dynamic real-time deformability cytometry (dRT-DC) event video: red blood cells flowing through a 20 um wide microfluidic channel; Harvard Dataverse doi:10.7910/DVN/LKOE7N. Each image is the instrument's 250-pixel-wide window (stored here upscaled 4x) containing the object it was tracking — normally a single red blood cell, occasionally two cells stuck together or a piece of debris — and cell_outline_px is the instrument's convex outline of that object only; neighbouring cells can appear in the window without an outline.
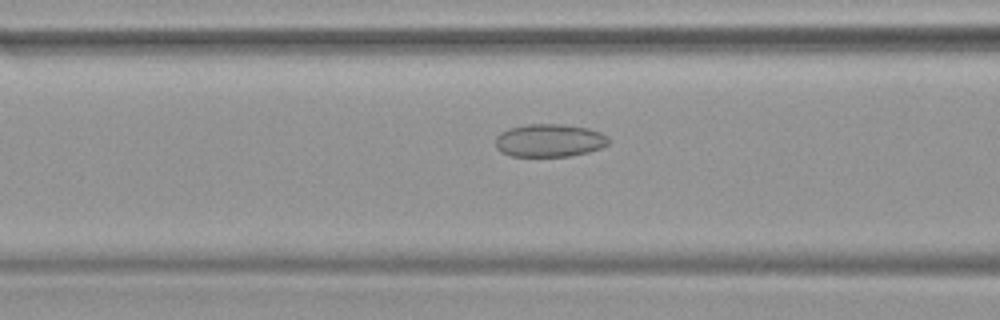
{"species": "common noctule bat (a hibernating species)", "species_latin": "Nyctalus noctula", "temperature_condition": "warm", "stored_images_in_passage": 46, "camera_frame_rate_fps": 3000, "um_per_image_px": 0.085, "animal": {"sex": "female", "body_mass_g": 19.9}, "frame": {"image": 1, "passage_image": 18, "time_ms": 5.667, "image_size_px": [1000, 320], "cell_outline_px": [[608, 144], [600, 148], [588, 152], [568, 156], [512, 156], [500, 152], [496, 148], [496, 136], [500, 132], [508, 128], [528, 124], [564, 124], [588, 128], [600, 132], [608, 136]], "centroid_in_image_um": [46.68, 11.93], "position_along_channel_um": 119.9, "area_um2": 21.79}}
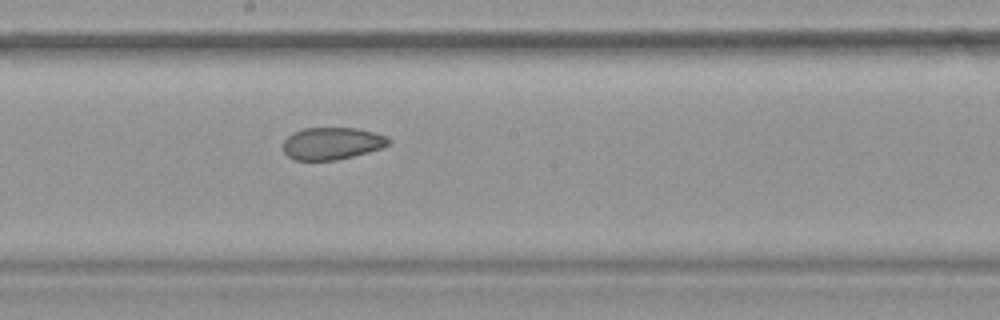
{"frame": {"image": 2, "passage_image": 25, "time_ms": 8.0, "image_size_px": [1000, 320], "cell_outline_px": [[392, 140], [384, 148], [336, 160], [292, 160], [284, 152], [284, 140], [288, 136], [304, 128], [360, 128], [384, 136]], "centroid_in_image_um": [28.23, 12.2], "position_along_channel_um": 220.0, "area_um2": 19.71}}
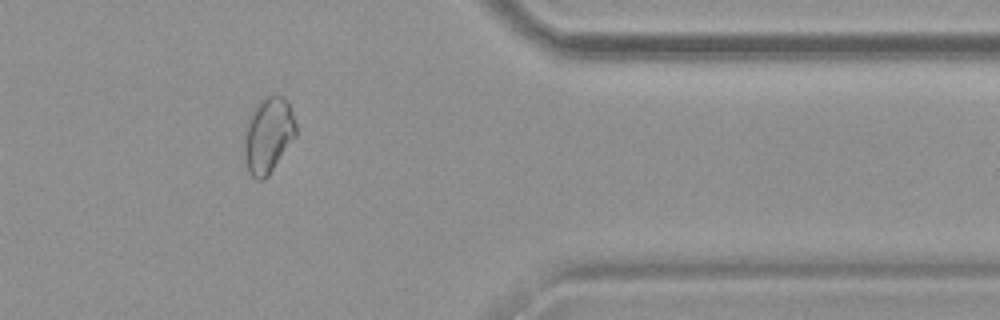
{"frame": {"image": 3, "passage_image": 38, "time_ms": 12.333, "image_size_px": [1000, 320], "cell_outline_px": [[296, 136], [268, 176], [264, 180], [256, 180], [248, 172], [244, 160], [244, 140], [248, 116], [260, 100], [268, 96], [284, 96], [288, 100], [296, 124]], "centroid_in_image_um": [22.79, 11.51], "position_along_channel_um": 388.6, "area_um2": 22.95}}